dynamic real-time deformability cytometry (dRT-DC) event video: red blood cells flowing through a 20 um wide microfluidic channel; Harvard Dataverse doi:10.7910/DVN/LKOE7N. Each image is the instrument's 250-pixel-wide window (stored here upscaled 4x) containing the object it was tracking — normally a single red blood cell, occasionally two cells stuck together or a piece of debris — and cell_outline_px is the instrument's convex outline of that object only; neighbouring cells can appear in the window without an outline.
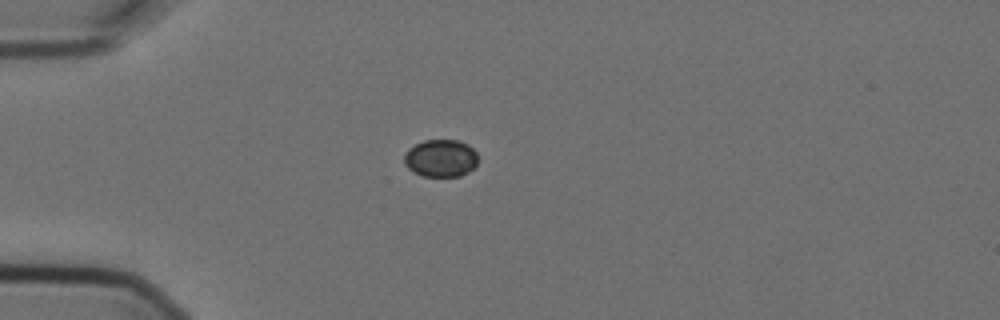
{"species": "Egyptian fruit bat (a non-hibernating species)", "species_latin": "Rousettus aegyptiacus", "temperature_condition": "cold", "stored_images_in_passage": 5, "camera_frame_rate_fps": 3000, "um_per_image_px": 0.085, "animal": {"sex": "female"}, "frame": {"image": 1, "passage_image": 5, "time_ms": 1.333, "image_size_px": [1000, 320], "cell_outline_px": [[476, 164], [468, 172], [460, 176], [424, 176], [412, 172], [404, 164], [404, 156], [408, 148], [424, 140], [460, 140], [468, 144], [476, 152]], "centroid_in_image_um": [37.44, 13.44], "position_along_channel_um": 47.6, "area_um2": 16.13}}